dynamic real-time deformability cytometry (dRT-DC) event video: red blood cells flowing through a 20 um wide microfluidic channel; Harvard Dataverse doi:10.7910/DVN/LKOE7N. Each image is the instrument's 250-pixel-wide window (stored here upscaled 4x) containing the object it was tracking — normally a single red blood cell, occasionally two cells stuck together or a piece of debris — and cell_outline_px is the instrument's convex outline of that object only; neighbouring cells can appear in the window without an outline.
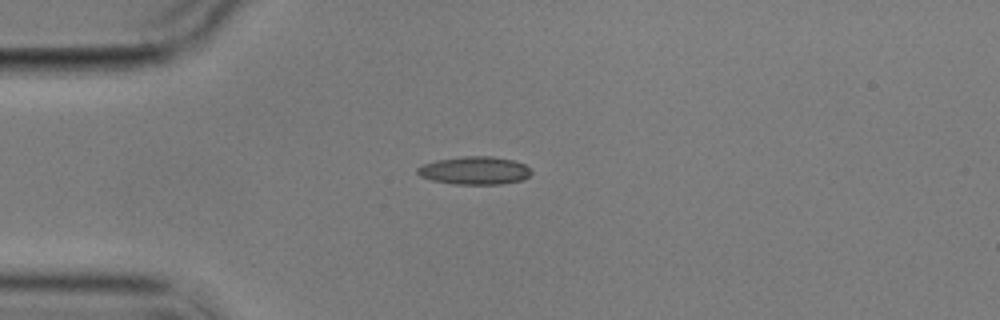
{"species": "common noctule bat (a hibernating species)", "species_latin": "Nyctalus noctula", "temperature_condition": "cold", "stored_images_in_passage": 4, "camera_frame_rate_fps": 3000, "um_per_image_px": 0.085, "animal": {"sex": "male", "body_mass_g": 17.9}, "frame": {"image": 1, "passage_image": 3, "time_ms": 3.0, "image_size_px": [1000, 320], "cell_outline_px": [[532, 172], [528, 176], [520, 180], [500, 184], [456, 184], [432, 180], [420, 176], [416, 172], [416, 168], [424, 164], [436, 160], [460, 156], [492, 156], [512, 160], [524, 164]], "centroid_in_image_um": [40.3, 14.48], "position_along_channel_um": 44.7, "area_um2": 18.44}}